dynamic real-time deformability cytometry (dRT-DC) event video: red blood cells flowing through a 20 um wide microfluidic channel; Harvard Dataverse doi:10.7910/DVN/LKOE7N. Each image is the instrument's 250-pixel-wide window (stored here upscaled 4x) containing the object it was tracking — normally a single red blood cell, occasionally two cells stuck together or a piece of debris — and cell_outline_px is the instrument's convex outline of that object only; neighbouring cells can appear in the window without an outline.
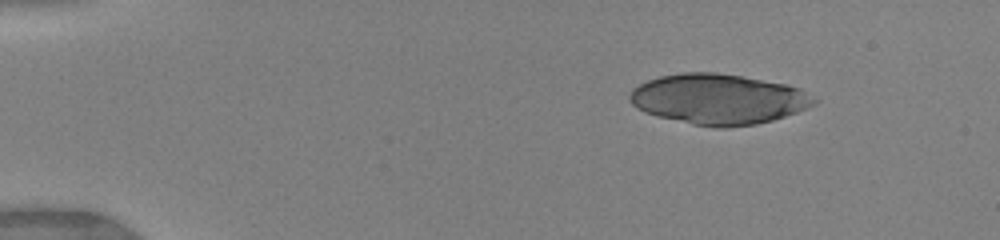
{"species": "human", "species_latin": "Homo sapiens", "temperature_condition": "warm", "stored_images_in_passage": 11, "camera_frame_rate_fps": 3000, "um_per_image_px": 0.085, "donor": {"sex": "female"}, "frame": {"image": 1, "passage_image": 1, "time_ms": 0.0, "image_size_px": [1000, 240], "cell_outline_px": [[820, 100], [816, 104], [796, 112], [772, 120], [756, 124], [724, 128], [716, 128], [692, 124], [656, 116], [644, 112], [636, 108], [632, 104], [628, 96], [632, 88], [648, 80], [660, 76], [680, 72], [716, 72], [788, 84], [800, 88]], "centroid_in_image_um": [61.06, 8.42], "position_along_channel_um": 23.9, "area_um2": 54.39}}